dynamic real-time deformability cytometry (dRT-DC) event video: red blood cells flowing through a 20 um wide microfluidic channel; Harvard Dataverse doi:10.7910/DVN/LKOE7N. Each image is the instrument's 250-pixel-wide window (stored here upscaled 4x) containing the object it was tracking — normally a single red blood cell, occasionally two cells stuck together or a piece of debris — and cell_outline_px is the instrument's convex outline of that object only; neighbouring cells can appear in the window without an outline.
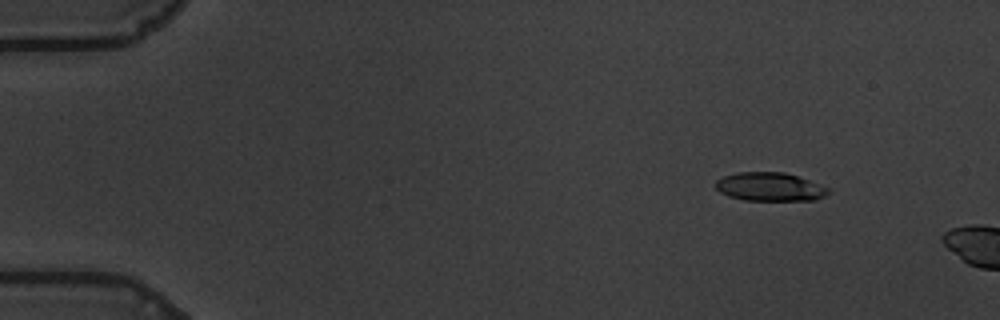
{"species": "common noctule bat (a hibernating species)", "species_latin": "Nyctalus noctula", "temperature_condition": "warm", "stored_images_in_passage": 11, "camera_frame_rate_fps": 3000, "um_per_image_px": 0.085, "animal": {"sex": "male", "body_mass_g": 19.5, "forearm_length_mm": 54.6}, "frame": {"image": 1, "passage_image": 7, "time_ms": 2.0, "image_size_px": [1000, 320], "cell_outline_px": [[832, 192], [816, 200], [744, 200], [728, 196], [720, 192], [716, 188], [716, 180], [724, 176], [736, 172], [784, 172], [832, 188]], "centroid_in_image_um": [65.47, 15.88], "position_along_channel_um": 19.5, "area_um2": 18.84}}